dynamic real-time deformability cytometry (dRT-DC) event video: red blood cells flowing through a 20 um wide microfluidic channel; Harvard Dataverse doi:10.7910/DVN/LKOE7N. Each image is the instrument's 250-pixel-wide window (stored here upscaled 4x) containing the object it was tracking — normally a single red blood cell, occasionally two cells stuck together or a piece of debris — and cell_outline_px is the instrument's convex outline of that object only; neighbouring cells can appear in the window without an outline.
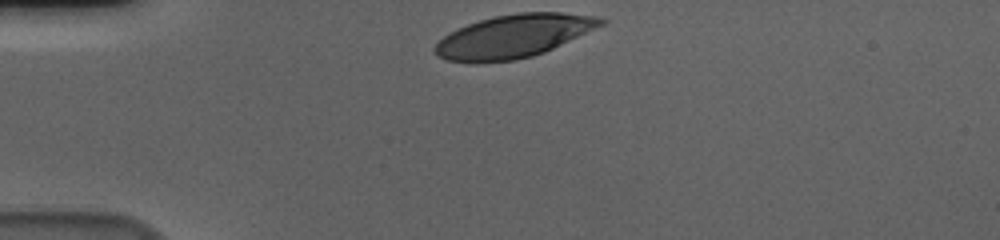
{"species": "human", "species_latin": "Homo sapiens", "temperature_condition": "cold", "stored_images_in_passage": 34, "camera_frame_rate_fps": 3000, "um_per_image_px": 0.085, "donor": {"sex": "male"}, "frame": {"image": 1, "passage_image": 1, "time_ms": 0.0, "image_size_px": [1000, 240], "cell_outline_px": [[608, 20], [604, 24], [544, 52], [532, 56], [516, 60], [444, 60], [436, 56], [432, 48], [444, 36], [468, 24], [480, 20], [496, 16], [520, 12], [560, 12], [600, 16]], "centroid_in_image_um": [43.71, 3.04], "position_along_channel_um": 41.3, "area_um2": 40.75}}
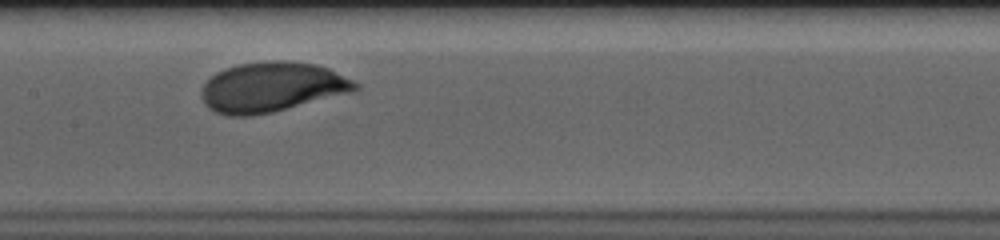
{"frame": {"image": 2, "passage_image": 16, "time_ms": 5.0, "image_size_px": [1000, 240], "cell_outline_px": [[360, 88], [352, 92], [272, 112], [248, 116], [228, 116], [216, 112], [208, 108], [204, 104], [200, 96], [200, 92], [204, 84], [216, 72], [224, 68], [240, 64], [268, 60], [284, 60], [316, 64], [328, 68], [360, 84]], "centroid_in_image_um": [23.08, 7.4], "position_along_channel_um": 184.3, "area_um2": 44.8}}
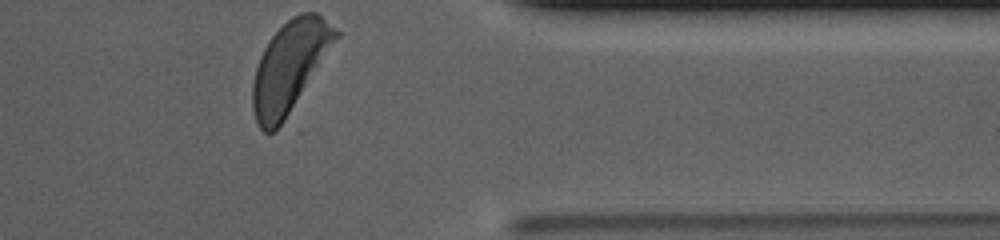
{"frame": {"image": 3, "passage_image": 34, "time_ms": 11.0, "image_size_px": [1000, 240], "cell_outline_px": [[340, 36], [284, 120], [272, 132], [264, 132], [256, 124], [252, 108], [252, 84], [256, 68], [260, 56], [264, 48], [272, 36], [292, 16], [300, 12], [316, 12], [336, 28], [340, 32]], "centroid_in_image_um": [24.61, 5.65], "position_along_channel_um": 386.8, "area_um2": 43.23}, "authors_computed_cell_mechanics": {"area_um2": 43.2344, "velocity_mm_per_s": 3.5764, "shape_relaxation_time_tau1_ms": 1.7141, "shape_relaxation_time_tau2_ms": null, "deformation_change_tau1": 0.1347, "deformation_change_tau2": null}}